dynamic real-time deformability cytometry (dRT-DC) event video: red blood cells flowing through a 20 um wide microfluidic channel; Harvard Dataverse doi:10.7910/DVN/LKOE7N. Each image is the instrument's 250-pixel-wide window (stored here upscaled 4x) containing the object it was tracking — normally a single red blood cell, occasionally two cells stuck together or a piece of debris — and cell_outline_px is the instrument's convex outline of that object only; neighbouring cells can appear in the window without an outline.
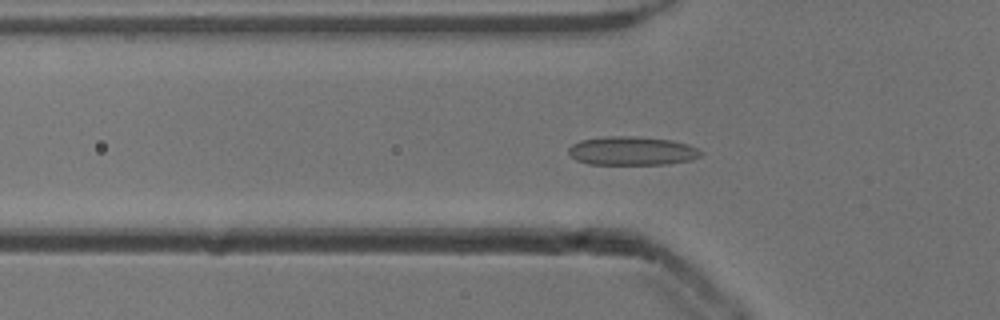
{"species": "common noctule bat (a hibernating species)", "species_latin": "Nyctalus noctula", "temperature_condition": "cold", "stored_images_in_passage": 38, "camera_frame_rate_fps": 3000, "um_per_image_px": 0.085, "animal": {"sex": "male", "body_mass_g": 13.3}, "frame": {"image": 1, "passage_image": 2, "time_ms": 0.333, "image_size_px": [1000, 320], "cell_outline_px": [[704, 152], [700, 156], [692, 160], [668, 164], [588, 164], [576, 160], [568, 152], [568, 148], [572, 144], [580, 140], [608, 136], [636, 136], [672, 140], [688, 144]], "centroid_in_image_um": [53.73, 12.82], "position_along_channel_um": 72.1, "area_um2": 22.25}}
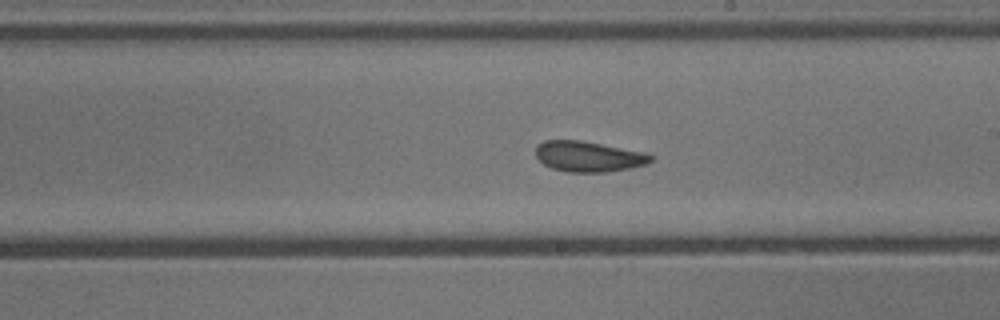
{"frame": {"image": 2, "passage_image": 15, "time_ms": 4.667, "image_size_px": [1000, 320], "cell_outline_px": [[652, 160], [648, 164], [608, 172], [568, 172], [552, 168], [544, 164], [536, 156], [536, 144], [544, 140], [580, 140], [644, 152], [652, 156]], "centroid_in_image_um": [50.0, 13.3], "position_along_channel_um": 239.0, "area_um2": 20.4}}
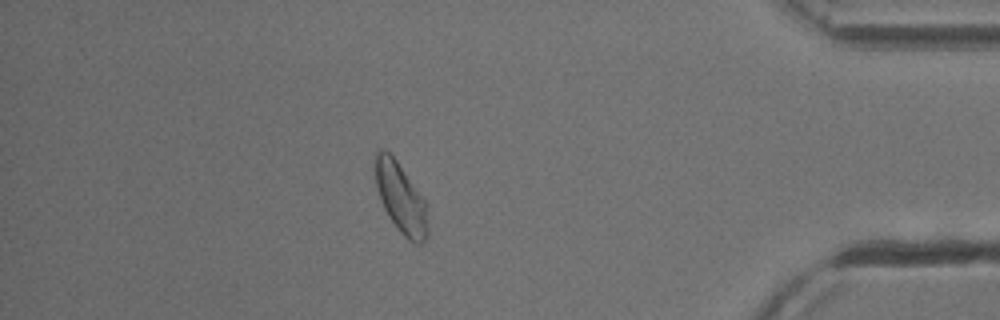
{"frame": {"image": 3, "passage_image": 31, "time_ms": 10.0, "image_size_px": [1000, 320], "cell_outline_px": [[428, 236], [420, 244], [416, 244], [408, 240], [400, 232], [388, 216], [380, 200], [376, 184], [376, 152], [380, 148], [384, 148], [396, 160], [424, 200], [428, 228]], "centroid_in_image_um": [34.06, 16.87], "position_along_channel_um": 401.1, "area_um2": 20.98}, "authors_computed_cell_mechanics": {"area_um2": 21.0392, "velocity_mm_per_s": 3.8294, "shape_relaxation_time_tau1_ms": 9.9171, "shape_relaxation_time_tau2_ms": 1.9176, "deformation_change_tau1": 0.1442, "deformation_change_tau2": 0.0691}}